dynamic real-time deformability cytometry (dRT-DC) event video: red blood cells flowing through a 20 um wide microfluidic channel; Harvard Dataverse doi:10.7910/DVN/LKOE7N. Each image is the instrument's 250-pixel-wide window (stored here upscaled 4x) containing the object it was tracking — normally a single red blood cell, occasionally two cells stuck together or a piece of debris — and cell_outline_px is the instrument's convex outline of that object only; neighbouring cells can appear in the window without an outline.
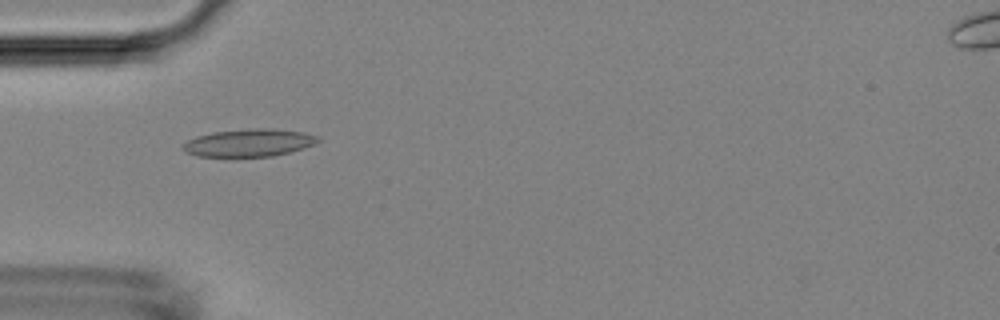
{"species": "Egyptian fruit bat (a non-hibernating species)", "species_latin": "Rousettus aegyptiacus", "temperature_condition": "room temperature", "stored_images_in_passage": 6, "camera_frame_rate_fps": 3000, "um_per_image_px": 0.085, "animal": {"sex": "female"}, "frame": {"image": 1, "passage_image": 1, "time_ms": 0.0, "image_size_px": [1000, 320], "cell_outline_px": [[320, 140], [316, 144], [292, 152], [272, 156], [236, 160], [196, 156], [188, 152], [180, 144], [196, 136], [212, 132], [252, 128], [272, 128], [304, 132], [320, 136]], "centroid_in_image_um": [21.16, 12.18], "position_along_channel_um": 63.8, "area_um2": 22.95}}
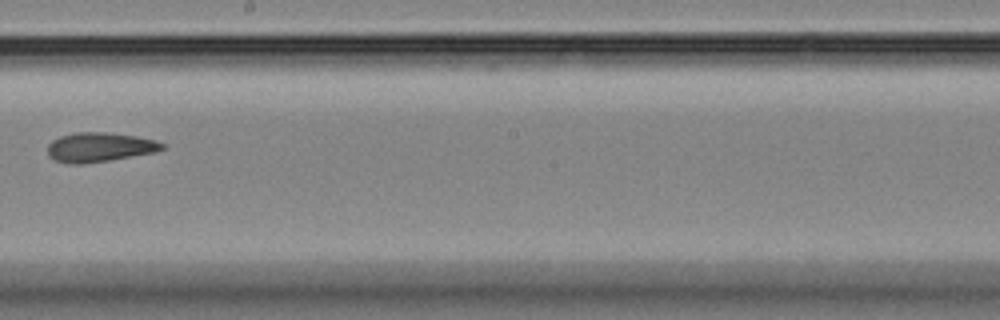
{"frame": {"image": 2, "passage_image": 5, "time_ms": 1.333, "image_size_px": [1000, 320], "cell_outline_px": [[164, 148], [156, 152], [84, 164], [68, 164], [52, 160], [48, 156], [48, 144], [52, 140], [60, 136], [76, 132], [104, 132], [136, 136], [156, 140], [164, 144]], "centroid_in_image_um": [8.42, 12.52], "position_along_channel_um": 239.8, "area_um2": 19.71}}
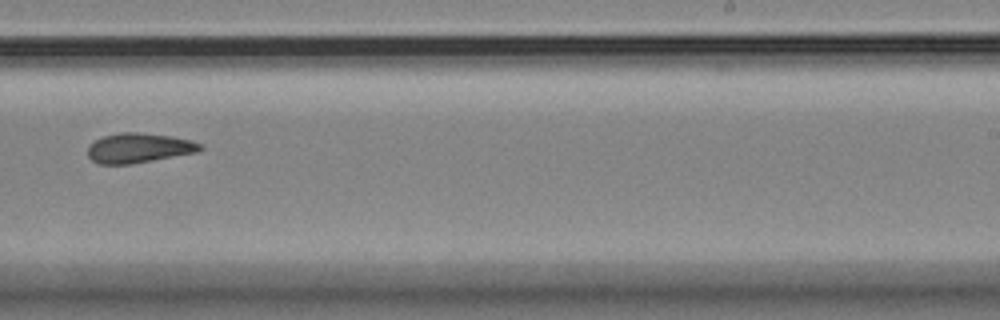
{"frame": {"image": 3, "passage_image": 6, "time_ms": 1.667, "image_size_px": [1000, 320], "cell_outline_px": [[204, 148], [200, 152], [132, 164], [100, 164], [92, 160], [88, 156], [88, 144], [104, 136], [120, 132], [140, 132], [172, 136], [192, 140], [200, 144]], "centroid_in_image_um": [11.83, 12.58], "position_along_channel_um": 277.2, "area_um2": 19.71}}